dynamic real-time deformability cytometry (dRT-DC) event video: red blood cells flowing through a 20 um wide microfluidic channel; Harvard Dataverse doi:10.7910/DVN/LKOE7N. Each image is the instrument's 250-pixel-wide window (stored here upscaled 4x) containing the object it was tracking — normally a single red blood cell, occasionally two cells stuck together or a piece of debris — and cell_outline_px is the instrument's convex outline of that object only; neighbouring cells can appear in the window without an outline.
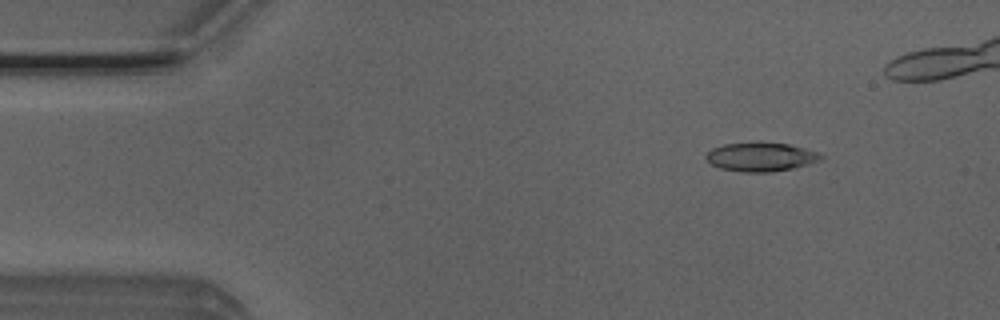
{"species": "Egyptian fruit bat (a non-hibernating species)", "species_latin": "Rousettus aegyptiacus", "temperature_condition": "room temperature", "stored_images_in_passage": 45, "camera_frame_rate_fps": 3000, "um_per_image_px": 0.085, "animal": {"sex": "male"}, "frame": {"image": 1, "passage_image": 6, "time_ms": 1.667, "image_size_px": [1000, 320], "cell_outline_px": [[824, 156], [820, 160], [808, 164], [792, 168], [768, 172], [744, 172], [720, 168], [712, 164], [704, 156], [712, 148], [724, 144], [756, 140], [788, 144], [804, 148], [816, 152]], "centroid_in_image_um": [64.64, 13.3], "position_along_channel_um": 20.4, "area_um2": 19.54}}
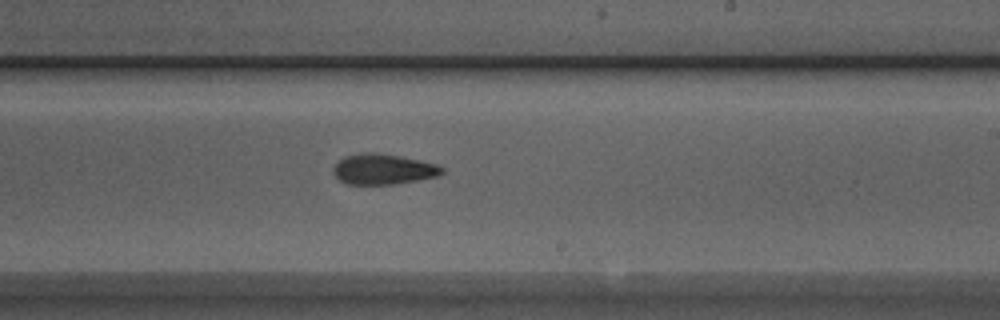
{"frame": {"image": 2, "passage_image": 30, "time_ms": 9.667, "image_size_px": [1000, 320], "cell_outline_px": [[444, 172], [436, 176], [396, 184], [348, 184], [340, 180], [332, 172], [332, 168], [344, 156], [360, 152], [376, 152], [400, 156], [420, 160], [436, 164], [444, 168]], "centroid_in_image_um": [32.55, 14.37], "position_along_channel_um": 256.5, "area_um2": 19.31}}
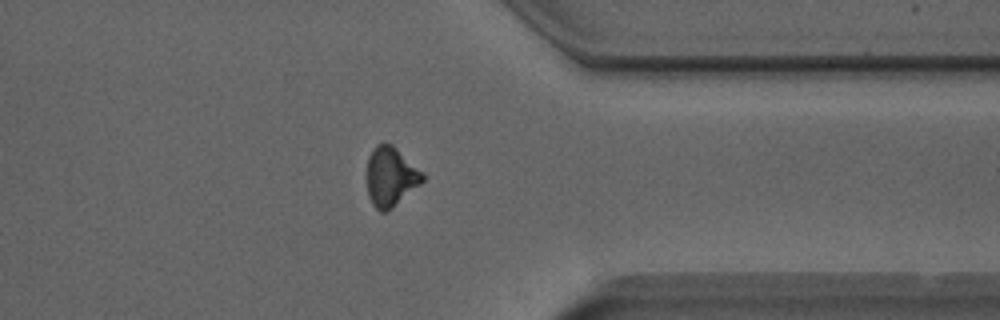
{"frame": {"image": 3, "passage_image": 40, "time_ms": 13.0, "image_size_px": [1000, 320], "cell_outline_px": [[424, 180], [420, 184], [392, 208], [384, 212], [380, 212], [372, 204], [368, 196], [368, 156], [372, 148], [376, 144], [392, 144], [424, 172]], "centroid_in_image_um": [33.22, 15.01], "position_along_channel_um": 378.2, "area_um2": 19.19}, "authors_computed_cell_mechanics": {"area_um2": 19.4786, "velocity_mm_per_s": 3.9254, "shape_relaxation_time_tau1_ms": 4.7347, "shape_relaxation_time_tau2_ms": 8.8761, "deformation_change_tau1": 0.1585, "deformation_change_tau2": 0.2165}}